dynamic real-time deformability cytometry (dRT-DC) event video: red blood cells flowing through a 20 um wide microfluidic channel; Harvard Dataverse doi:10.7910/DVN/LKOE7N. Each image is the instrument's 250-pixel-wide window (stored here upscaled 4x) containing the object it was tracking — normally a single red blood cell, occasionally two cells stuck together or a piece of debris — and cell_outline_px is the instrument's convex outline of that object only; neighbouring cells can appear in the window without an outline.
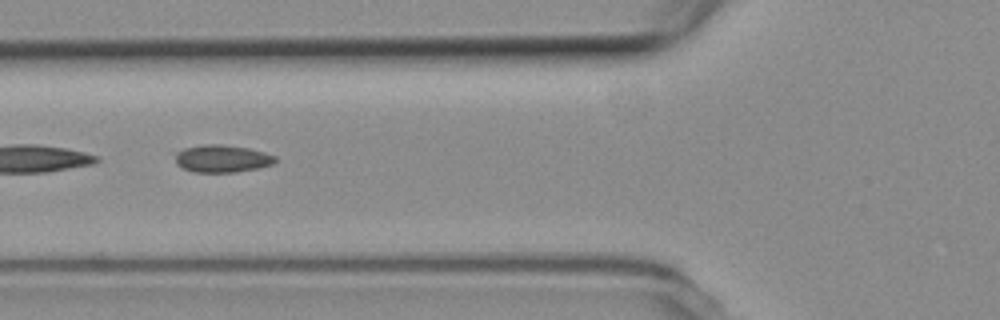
{"species": "common noctule bat (a hibernating species)", "species_latin": "Nyctalus noctula", "temperature_condition": "room temperature", "stored_images_in_passage": 7, "camera_frame_rate_fps": 3000, "um_per_image_px": 0.085, "animal": {"sex": "female", "body_mass_g": 19.3, "forearm_length_mm": 54.1}, "frame": {"image": 1, "passage_image": 5, "time_ms": 1.333, "image_size_px": [1000, 320], "cell_outline_px": [[276, 160], [272, 164], [260, 168], [236, 172], [192, 172], [180, 168], [176, 164], [176, 152], [184, 148], [200, 144], [220, 144], [248, 148], [264, 152], [276, 156]], "centroid_in_image_um": [18.85, 13.48], "position_along_channel_um": 107.0, "area_um2": 16.18}}